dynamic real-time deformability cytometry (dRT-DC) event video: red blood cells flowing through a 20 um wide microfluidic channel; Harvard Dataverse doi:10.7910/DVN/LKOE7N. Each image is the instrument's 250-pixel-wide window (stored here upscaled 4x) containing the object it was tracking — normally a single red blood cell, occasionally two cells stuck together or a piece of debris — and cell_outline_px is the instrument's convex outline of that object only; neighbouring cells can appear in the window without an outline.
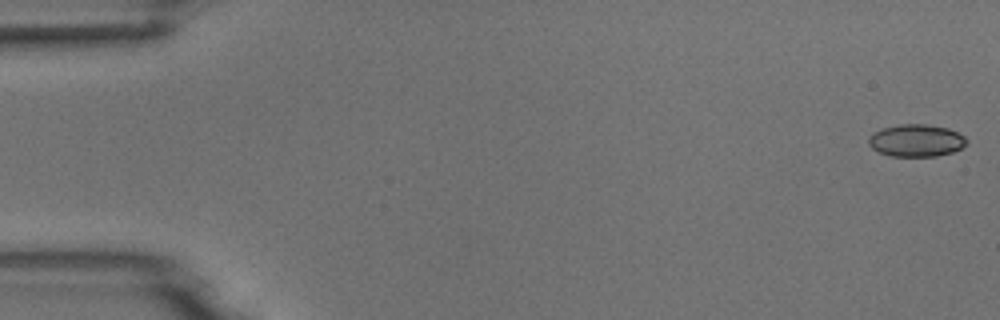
{"species": "common noctule bat (a hibernating species)", "species_latin": "Nyctalus noctula", "temperature_condition": "room temperature", "stored_images_in_passage": 5, "camera_frame_rate_fps": 3000, "um_per_image_px": 0.085, "animal": {"sex": "male", "body_mass_g": 18.8}, "frame": {"image": 1, "passage_image": 1, "time_ms": 0.0, "image_size_px": [1000, 320], "cell_outline_px": [[968, 144], [952, 152], [936, 156], [888, 156], [872, 148], [868, 144], [868, 136], [884, 128], [900, 124], [924, 124], [948, 128], [964, 136], [968, 140]], "centroid_in_image_um": [77.89, 11.95], "position_along_channel_um": 7.1, "area_um2": 18.38}}
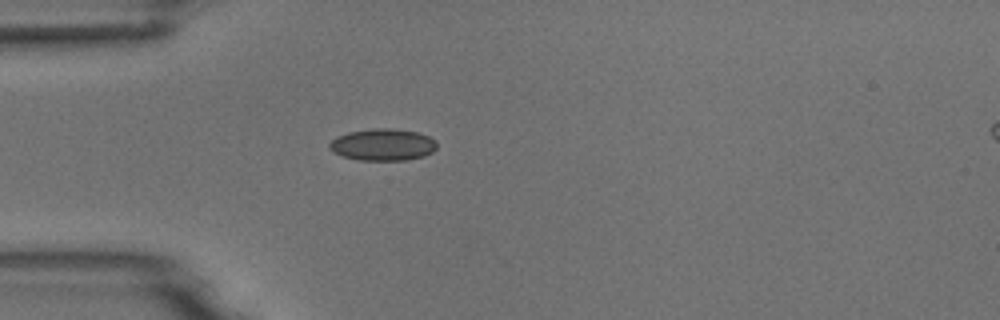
{"frame": {"image": 2, "passage_image": 5, "time_ms": 4.667, "image_size_px": [1000, 320], "cell_outline_px": [[436, 148], [432, 152], [424, 156], [404, 160], [356, 160], [340, 156], [332, 152], [328, 148], [328, 144], [336, 136], [348, 132], [372, 128], [392, 128], [416, 132], [428, 136], [436, 140]], "centroid_in_image_um": [32.49, 12.3], "position_along_channel_um": 52.5, "area_um2": 20.17}}